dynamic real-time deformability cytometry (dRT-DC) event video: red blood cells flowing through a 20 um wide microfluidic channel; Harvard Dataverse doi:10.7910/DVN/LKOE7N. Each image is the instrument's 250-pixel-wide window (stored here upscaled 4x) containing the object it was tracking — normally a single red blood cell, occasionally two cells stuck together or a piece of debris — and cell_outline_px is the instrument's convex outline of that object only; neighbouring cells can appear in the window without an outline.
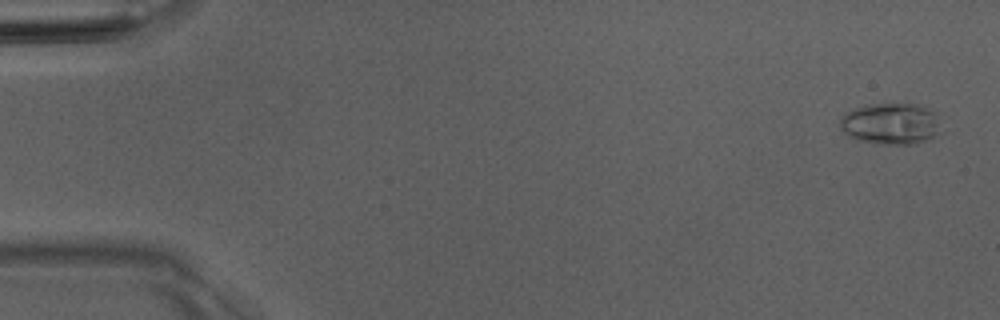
{"species": "Egyptian fruit bat (a non-hibernating species)", "species_latin": "Rousettus aegyptiacus", "temperature_condition": "room temperature", "stored_images_in_passage": 6, "camera_frame_rate_fps": 3000, "um_per_image_px": 0.085, "animal": {"sex": "male"}, "frame": {"image": 1, "passage_image": 1, "time_ms": 0.0, "image_size_px": [1000, 320], "cell_outline_px": [[944, 132], [928, 140], [916, 144], [876, 144], [856, 140], [848, 136], [840, 128], [840, 120], [848, 112], [864, 104], [920, 104], [936, 112]], "centroid_in_image_um": [75.79, 10.53], "position_along_channel_um": 9.2, "area_um2": 24.97}}
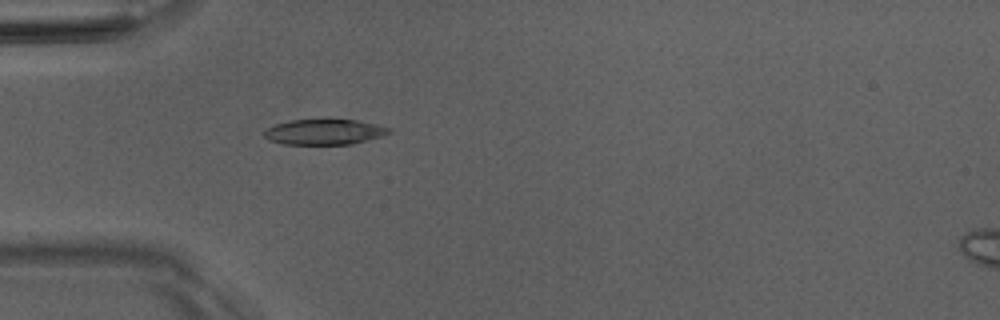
{"frame": {"image": 2, "passage_image": 5, "time_ms": 4.667, "image_size_px": [1000, 320], "cell_outline_px": [[392, 132], [380, 136], [352, 144], [284, 144], [268, 140], [264, 136], [264, 132], [268, 128], [276, 124], [292, 120], [328, 116], [356, 120], [376, 124], [392, 128]], "centroid_in_image_um": [27.58, 11.16], "position_along_channel_um": 57.4, "area_um2": 19.19}}